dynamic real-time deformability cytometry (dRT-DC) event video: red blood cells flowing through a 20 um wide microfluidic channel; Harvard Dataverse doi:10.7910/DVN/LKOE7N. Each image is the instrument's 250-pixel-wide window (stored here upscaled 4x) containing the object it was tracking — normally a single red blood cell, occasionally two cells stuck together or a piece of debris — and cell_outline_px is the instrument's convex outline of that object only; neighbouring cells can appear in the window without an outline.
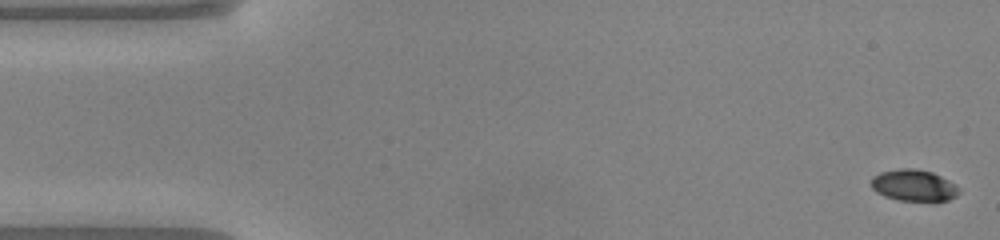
{"species": "common noctule bat (a hibernating species)", "species_latin": "Nyctalus noctula", "temperature_condition": "warm", "stored_images_in_passage": 49, "camera_frame_rate_fps": 3000, "um_per_image_px": 0.085, "animal": {"sex": "male", "body_mass_g": 20.0, "forearm_length_mm": 53.3}, "frame": {"image": 1, "passage_image": 1, "time_ms": 0.0, "image_size_px": [1000, 240], "cell_outline_px": [[960, 192], [956, 196], [948, 200], [896, 200], [884, 196], [876, 192], [872, 188], [872, 176], [880, 172], [900, 168], [916, 168], [932, 172], [956, 184]], "centroid_in_image_um": [77.65, 15.74], "position_along_channel_um": 7.3, "area_um2": 16.07}}
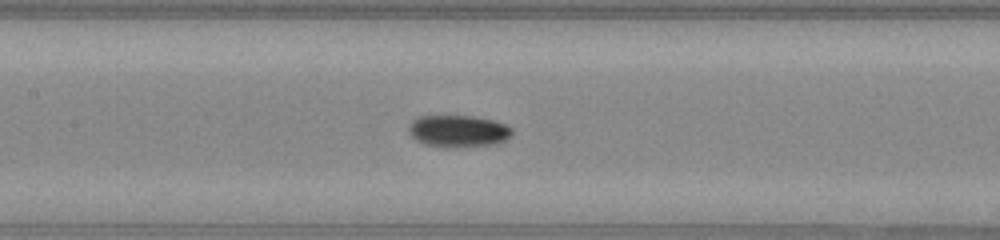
{"frame": {"image": 2, "passage_image": 22, "time_ms": 7.0, "image_size_px": [1000, 240], "cell_outline_px": [[512, 136], [496, 144], [456, 148], [444, 148], [424, 144], [416, 140], [408, 132], [408, 128], [412, 120], [416, 116], [472, 116], [492, 120], [504, 124], [512, 128]], "centroid_in_image_um": [38.93, 11.16], "position_along_channel_um": 168.5, "area_um2": 19.54}}
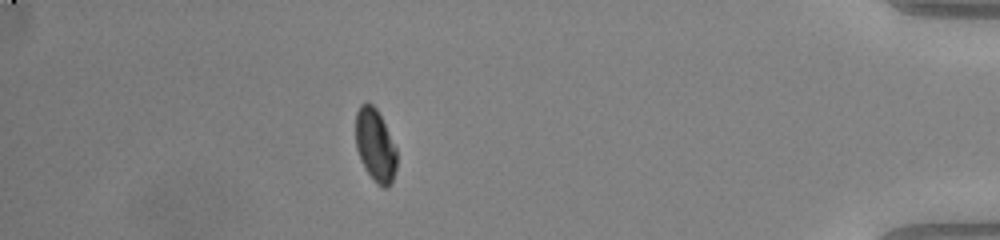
{"frame": {"image": 3, "passage_image": 43, "time_ms": 14.0, "image_size_px": [1000, 240], "cell_outline_px": [[396, 168], [392, 180], [388, 188], [384, 188], [376, 184], [372, 180], [360, 160], [356, 148], [356, 112], [360, 104], [372, 104], [376, 108], [396, 148]], "centroid_in_image_um": [31.88, 12.39], "position_along_channel_um": 403.3, "area_um2": 17.28}, "authors_computed_cell_mechanics": {"area_um2": 17.5712, "velocity_mm_per_s": 4.1093, "shape_relaxation_time_tau1_ms": 1.9874, "shape_relaxation_time_tau2_ms": 5.5644, "deformation_change_tau1": 0.1371, "deformation_change_tau2": 0.0798}}